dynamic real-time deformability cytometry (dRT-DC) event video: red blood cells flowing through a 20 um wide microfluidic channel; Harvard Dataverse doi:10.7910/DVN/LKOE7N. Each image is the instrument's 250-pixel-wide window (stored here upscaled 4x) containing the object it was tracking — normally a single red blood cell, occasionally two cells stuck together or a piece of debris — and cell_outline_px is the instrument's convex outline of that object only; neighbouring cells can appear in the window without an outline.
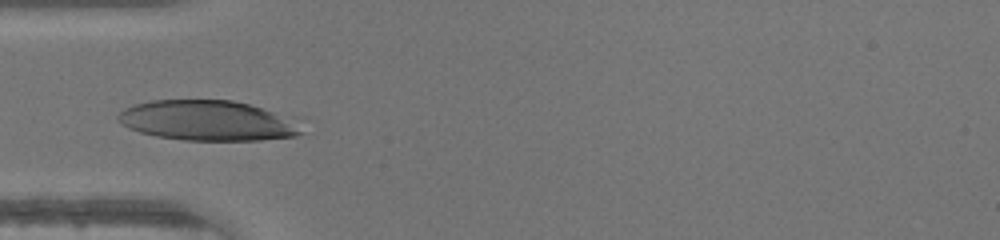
{"species": "human", "species_latin": "Homo sapiens", "temperature_condition": "warm", "stored_images_in_passage": 20, "camera_frame_rate_fps": 3000, "um_per_image_px": 0.085, "donor": {"sex": "male"}, "frame": {"image": 1, "passage_image": 1, "time_ms": 0.0, "image_size_px": [1000, 240], "cell_outline_px": [[304, 132], [296, 136], [260, 140], [184, 140], [156, 136], [140, 132], [128, 128], [116, 116], [124, 108], [136, 104], [152, 100], [232, 100], [304, 116]], "centroid_in_image_um": [17.9, 10.24], "position_along_channel_um": 67.1, "area_um2": 44.33}}